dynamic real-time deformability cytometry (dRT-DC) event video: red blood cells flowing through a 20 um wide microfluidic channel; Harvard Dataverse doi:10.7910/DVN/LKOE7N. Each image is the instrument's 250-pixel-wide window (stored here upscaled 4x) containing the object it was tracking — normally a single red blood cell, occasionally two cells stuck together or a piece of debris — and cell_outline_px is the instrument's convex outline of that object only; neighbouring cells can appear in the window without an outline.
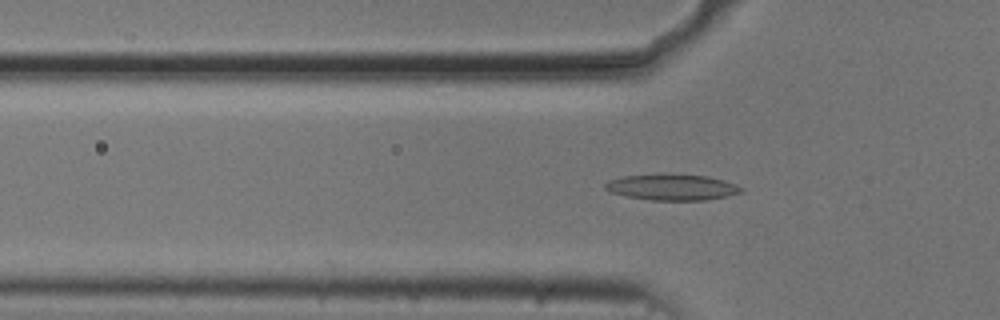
{"species": "common noctule bat (a hibernating species)", "species_latin": "Nyctalus noctula", "temperature_condition": "cold", "stored_images_in_passage": 17, "camera_frame_rate_fps": 3000, "um_per_image_px": 0.085, "animal": {"sex": "male", "body_mass_g": 20.5, "forearm_length_mm": 52.5}, "frame": {"image": 1, "passage_image": 17, "time_ms": 5.333, "image_size_px": [1000, 320], "cell_outline_px": [[744, 192], [728, 196], [704, 200], [652, 200], [628, 196], [612, 192], [604, 188], [604, 184], [608, 180], [624, 176], [708, 176], [724, 180], [736, 184], [744, 188]], "centroid_in_image_um": [57.19, 15.94], "position_along_channel_um": 68.6, "area_um2": 19.88}}